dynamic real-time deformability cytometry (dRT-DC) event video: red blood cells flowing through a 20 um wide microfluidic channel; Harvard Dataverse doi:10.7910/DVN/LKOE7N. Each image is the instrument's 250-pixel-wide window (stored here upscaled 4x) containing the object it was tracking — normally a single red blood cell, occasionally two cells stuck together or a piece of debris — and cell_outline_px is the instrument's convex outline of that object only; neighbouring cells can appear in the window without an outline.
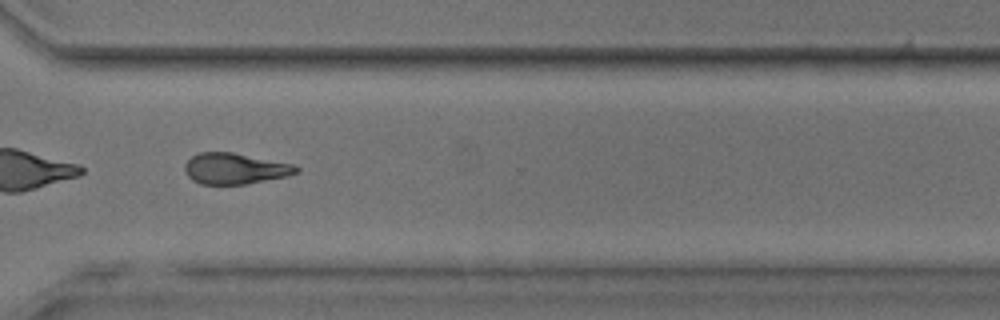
{"species": "common noctule bat (a hibernating species)", "species_latin": "Nyctalus noctula", "temperature_condition": "room temperature", "stored_images_in_passage": 36, "camera_frame_rate_fps": 3000, "um_per_image_px": 0.085, "animal": {"sex": "male", "body_mass_g": 17.9, "forearm_length_mm": 54.2}, "frame": {"image": 1, "passage_image": 26, "time_ms": 8.333, "image_size_px": [1000, 320], "cell_outline_px": [[300, 172], [288, 176], [248, 184], [200, 184], [192, 180], [184, 172], [184, 164], [192, 156], [200, 152], [232, 152], [296, 164], [300, 168]], "centroid_in_image_um": [20.01, 14.33], "position_along_channel_um": 350.6, "area_um2": 20.46}, "authors_computed_cell_mechanics": {"area_um2": 20.6346, "velocity_mm_per_s": 3.888, "shape_relaxation_time_tau1_ms": 4.7111, "shape_relaxation_time_tau2_ms": 6.5921, "deformation_change_tau1": 0.1751, "deformation_change_tau2": 0.1824}}